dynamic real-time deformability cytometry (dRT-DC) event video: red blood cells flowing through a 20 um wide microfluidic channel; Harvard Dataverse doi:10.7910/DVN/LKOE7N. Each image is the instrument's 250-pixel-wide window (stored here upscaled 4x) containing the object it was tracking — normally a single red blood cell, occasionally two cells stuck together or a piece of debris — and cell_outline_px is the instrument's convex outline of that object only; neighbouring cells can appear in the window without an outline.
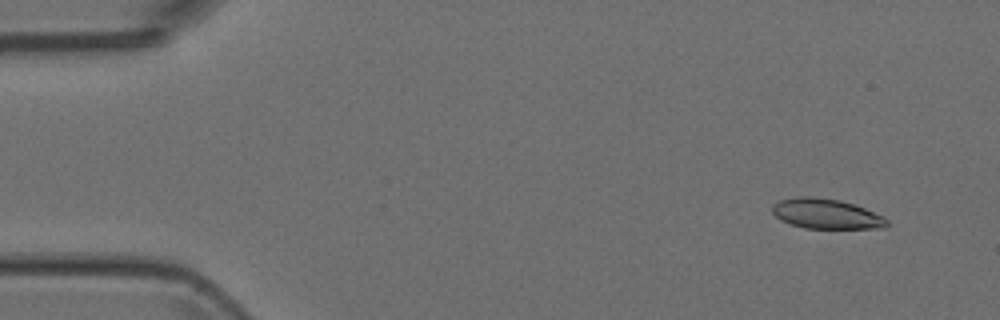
{"species": "Egyptian fruit bat (a non-hibernating species)", "species_latin": "Rousettus aegyptiacus", "temperature_condition": "room temperature", "stored_images_in_passage": 6, "camera_frame_rate_fps": 3000, "um_per_image_px": 0.085, "animal": {"sex": "female"}, "frame": {"image": 1, "passage_image": 2, "time_ms": 0.333, "image_size_px": [1000, 320], "cell_outline_px": [[888, 224], [884, 228], [804, 228], [780, 220], [772, 212], [772, 204], [780, 200], [800, 196], [812, 196], [840, 200], [864, 208], [884, 216], [888, 220]], "centroid_in_image_um": [70.22, 18.17], "position_along_channel_um": 14.8, "area_um2": 20.0}}
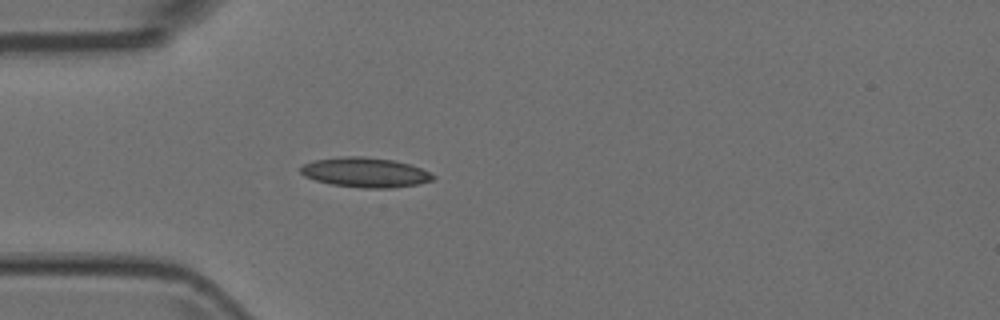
{"frame": {"image": 2, "passage_image": 5, "time_ms": 1.333, "image_size_px": [1000, 320], "cell_outline_px": [[436, 176], [432, 180], [416, 184], [392, 188], [360, 188], [332, 184], [316, 180], [304, 176], [300, 172], [300, 168], [304, 164], [312, 160], [348, 156], [364, 156], [392, 160], [408, 164], [432, 172]], "centroid_in_image_um": [31.04, 14.65], "position_along_channel_um": 54.0, "area_um2": 22.89}}